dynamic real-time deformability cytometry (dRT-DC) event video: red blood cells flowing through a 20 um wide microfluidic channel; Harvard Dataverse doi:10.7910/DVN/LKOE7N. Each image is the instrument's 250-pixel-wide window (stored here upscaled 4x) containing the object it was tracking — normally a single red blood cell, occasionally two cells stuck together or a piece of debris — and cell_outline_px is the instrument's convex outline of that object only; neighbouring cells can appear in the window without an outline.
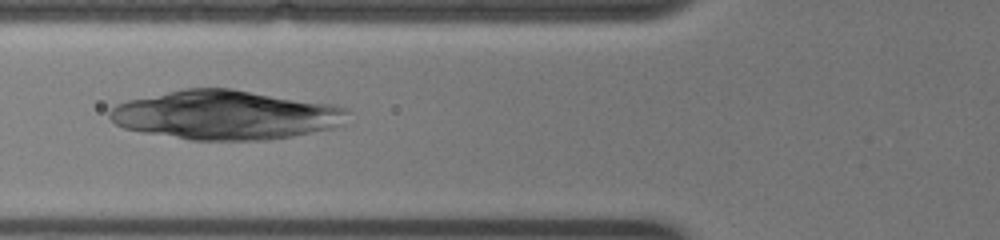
{"species": "common noctule bat (a hibernating species)", "species_latin": "Nyctalus noctula", "temperature_condition": "warm", "stored_images_in_passage": 6, "camera_frame_rate_fps": 3000, "um_per_image_px": 0.085, "animal": {"sex": "female", "body_mass_g": 19.0, "forearm_length_mm": 51.5}, "frame": {"image": 1, "passage_image": 6, "time_ms": 1.667, "image_size_px": [1000, 240], "cell_outline_px": [[636, 188], [624, 192], [520, 192], [484, 188], [484, 184], [504, 180], [540, 176], [600, 180], [620, 184]], "centroid_in_image_um": [47.34, 15.75], "position_along_channel_um": 78.5, "area_um2": 12.6}}